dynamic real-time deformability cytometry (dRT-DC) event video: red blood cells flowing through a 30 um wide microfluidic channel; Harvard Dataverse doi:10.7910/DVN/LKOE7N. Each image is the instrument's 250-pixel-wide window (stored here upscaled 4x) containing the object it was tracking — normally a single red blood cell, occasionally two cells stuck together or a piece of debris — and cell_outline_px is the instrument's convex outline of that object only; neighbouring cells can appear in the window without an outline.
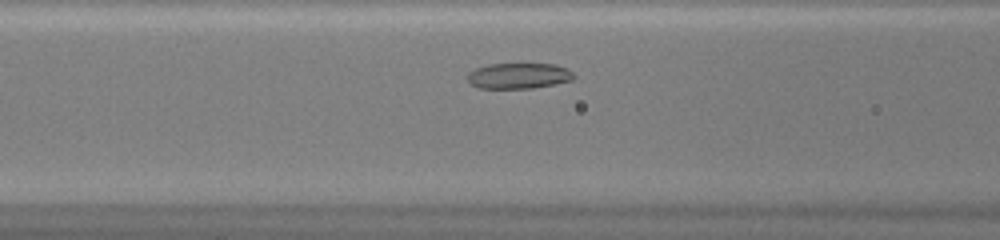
{"species": "common noctule bat (a hibernating species)", "species_latin": "Nyctalus noctula", "temperature_condition": "warm", "stored_images_in_passage": 29, "camera_frame_rate_fps": 3000, "um_per_image_px": 0.085, "animal": {"sex": "female", "body_mass_g": 20.0, "forearm_length_mm": 54.0}, "frame": {"image": 1, "passage_image": 7, "time_ms": 2.0, "image_size_px": [1000, 240], "cell_outline_px": [[576, 76], [572, 80], [556, 84], [532, 88], [480, 88], [472, 84], [468, 80], [468, 72], [476, 68], [488, 64], [556, 64], [568, 68]], "centroid_in_image_um": [44.13, 6.44], "position_along_channel_um": 122.5, "area_um2": 15.95}}
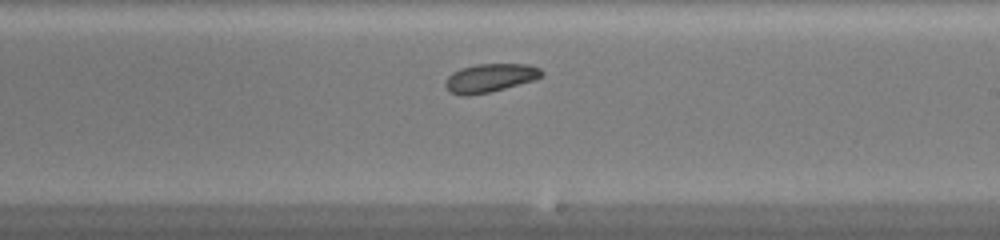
{"frame": {"image": 2, "passage_image": 16, "time_ms": 5.0, "image_size_px": [1000, 240], "cell_outline_px": [[544, 76], [532, 80], [504, 88], [488, 92], [468, 96], [460, 96], [448, 92], [444, 84], [448, 76], [452, 72], [476, 64], [528, 64], [540, 68], [544, 72]], "centroid_in_image_um": [41.63, 6.63], "position_along_channel_um": 247.4, "area_um2": 15.95}}
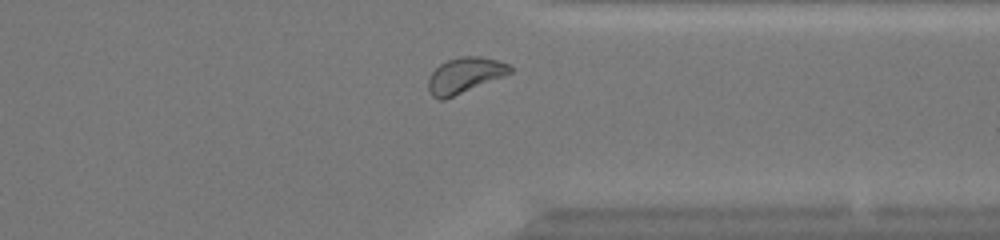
{"frame": {"image": 3, "passage_image": 25, "time_ms": 8.0, "image_size_px": [1000, 240], "cell_outline_px": [[512, 72], [504, 76], [444, 100], [440, 100], [432, 96], [428, 92], [428, 80], [432, 72], [440, 64], [448, 60], [460, 56], [480, 56], [512, 64]], "centroid_in_image_um": [39.51, 6.4], "position_along_channel_um": 371.9, "area_um2": 16.99}, "authors_computed_cell_mechanics": {"area_um2": 15.9528, "velocity_mm_per_s": 4.1723, "shape_relaxation_time_tau1_ms": null, "shape_relaxation_time_tau2_ms": 2.0703, "deformation_change_tau1": null, "deformation_change_tau2": 0.0722}}